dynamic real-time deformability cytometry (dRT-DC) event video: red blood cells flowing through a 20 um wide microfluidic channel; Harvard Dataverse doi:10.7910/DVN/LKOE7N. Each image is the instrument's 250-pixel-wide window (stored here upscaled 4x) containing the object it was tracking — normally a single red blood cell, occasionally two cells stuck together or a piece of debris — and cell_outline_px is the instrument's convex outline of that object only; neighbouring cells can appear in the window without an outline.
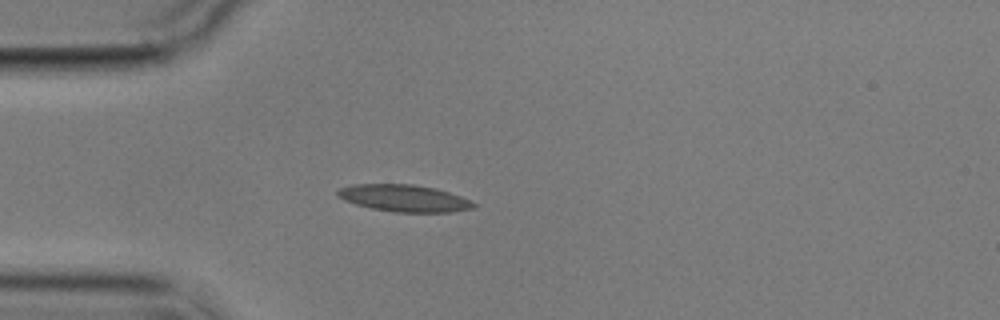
{"species": "common noctule bat (a hibernating species)", "species_latin": "Nyctalus noctula", "temperature_condition": "cold", "stored_images_in_passage": 1, "camera_frame_rate_fps": 3000, "um_per_image_px": 0.085, "animal": {"sex": "male", "body_mass_g": 17.9}, "frame": {"image": 1, "passage_image": 1, "time_ms": 0.0, "image_size_px": [1000, 320], "cell_outline_px": [[476, 208], [452, 212], [392, 212], [372, 208], [356, 204], [344, 200], [336, 196], [336, 192], [340, 188], [352, 184], [412, 184], [432, 188], [448, 192], [460, 196], [476, 204]], "centroid_in_image_um": [34.32, 16.85], "position_along_channel_um": 50.7, "area_um2": 21.27}}